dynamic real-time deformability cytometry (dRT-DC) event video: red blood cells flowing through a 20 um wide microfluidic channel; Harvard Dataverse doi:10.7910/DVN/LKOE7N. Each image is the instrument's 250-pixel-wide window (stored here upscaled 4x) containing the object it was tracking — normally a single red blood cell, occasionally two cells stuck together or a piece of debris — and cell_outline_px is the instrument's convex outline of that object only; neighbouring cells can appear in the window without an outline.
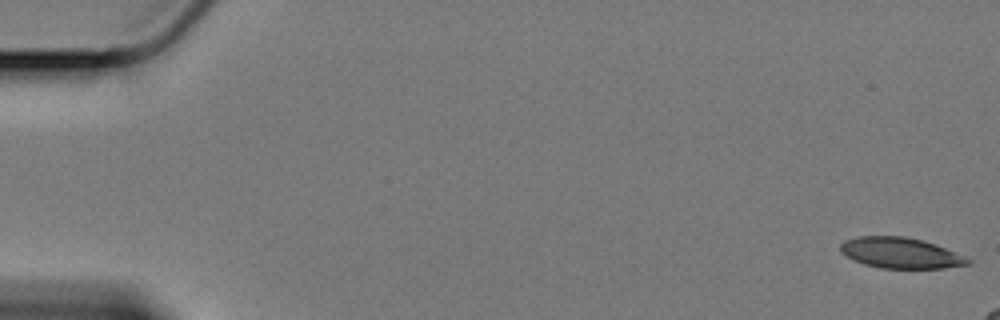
{"species": "Egyptian fruit bat (a non-hibernating species)", "species_latin": "Rousettus aegyptiacus", "temperature_condition": "cold", "stored_images_in_passage": 11, "camera_frame_rate_fps": 3000, "um_per_image_px": 0.085, "animal": {"sex": "female"}, "frame": {"image": 1, "passage_image": 1, "time_ms": 0.0, "image_size_px": [1000, 320], "cell_outline_px": [[972, 264], [944, 268], [880, 268], [864, 264], [840, 252], [840, 244], [844, 240], [856, 236], [904, 236], [936, 244], [964, 256], [972, 260]], "centroid_in_image_um": [76.55, 21.5], "position_along_channel_um": 8.4, "area_um2": 22.77}}